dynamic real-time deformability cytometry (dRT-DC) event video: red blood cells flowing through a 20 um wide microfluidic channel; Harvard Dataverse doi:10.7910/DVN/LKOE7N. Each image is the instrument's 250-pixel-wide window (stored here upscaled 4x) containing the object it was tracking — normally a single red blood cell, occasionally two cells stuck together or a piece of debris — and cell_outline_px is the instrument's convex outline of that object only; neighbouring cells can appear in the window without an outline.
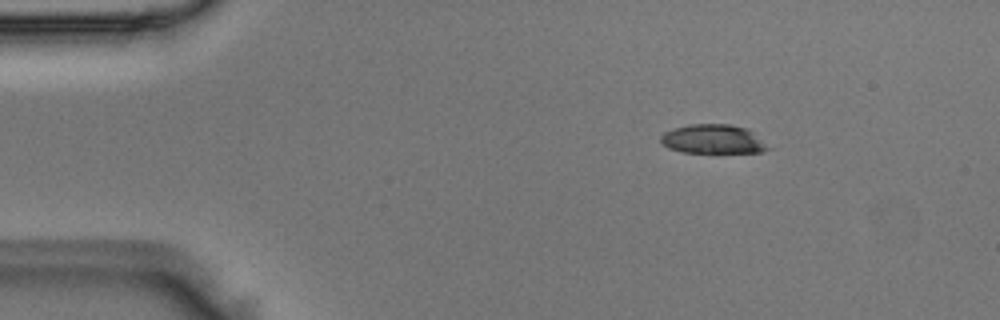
{"species": "Egyptian fruit bat (a non-hibernating species)", "species_latin": "Rousettus aegyptiacus", "temperature_condition": "room temperature", "stored_images_in_passage": 4, "camera_frame_rate_fps": 3000, "um_per_image_px": 0.085, "animal": {"sex": "male"}, "frame": {"image": 1, "passage_image": 1, "time_ms": 0.0, "image_size_px": [1000, 320], "cell_outline_px": [[772, 148], [760, 152], [684, 152], [668, 148], [660, 144], [660, 136], [664, 132], [672, 128], [688, 124], [732, 124], [748, 128]], "centroid_in_image_um": [60.58, 11.81], "position_along_channel_um": 24.4, "area_um2": 18.38}}
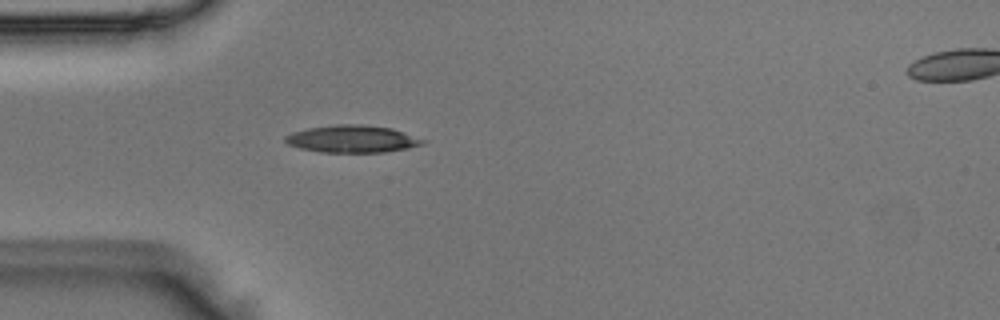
{"frame": {"image": 2, "passage_image": 3, "time_ms": 0.667, "image_size_px": [1000, 320], "cell_outline_px": [[428, 140], [424, 144], [408, 148], [384, 152], [320, 152], [300, 148], [288, 144], [284, 140], [284, 136], [292, 132], [308, 128], [336, 124], [360, 124], [392, 128]], "centroid_in_image_um": [29.96, 11.8], "position_along_channel_um": 55.0, "area_um2": 21.96}}